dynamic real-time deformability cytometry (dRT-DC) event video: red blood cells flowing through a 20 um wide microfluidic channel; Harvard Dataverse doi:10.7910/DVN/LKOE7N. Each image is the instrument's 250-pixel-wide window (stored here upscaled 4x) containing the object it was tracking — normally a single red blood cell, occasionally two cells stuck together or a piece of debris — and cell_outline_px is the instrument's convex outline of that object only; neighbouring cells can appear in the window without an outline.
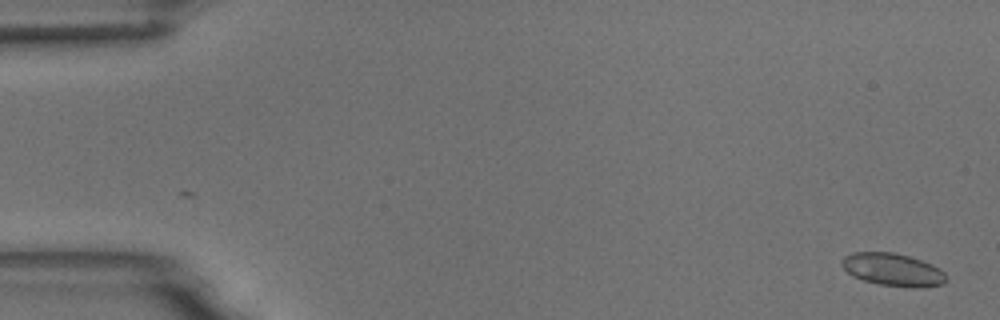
{"species": "common noctule bat (a hibernating species)", "species_latin": "Nyctalus noctula", "temperature_condition": "room temperature", "stored_images_in_passage": 2, "camera_frame_rate_fps": 3000, "um_per_image_px": 0.085, "animal": {"sex": "male", "body_mass_g": 18.8}, "frame": {"image": 1, "passage_image": 2, "time_ms": 1.0, "image_size_px": [1000, 320], "cell_outline_px": [[948, 280], [944, 284], [920, 288], [916, 288], [880, 284], [864, 280], [852, 276], [840, 264], [840, 260], [844, 256], [852, 252], [892, 252], [908, 256], [932, 264], [940, 268], [944, 272]], "centroid_in_image_um": [75.9, 22.92], "position_along_channel_um": 9.1, "area_um2": 20.0}}